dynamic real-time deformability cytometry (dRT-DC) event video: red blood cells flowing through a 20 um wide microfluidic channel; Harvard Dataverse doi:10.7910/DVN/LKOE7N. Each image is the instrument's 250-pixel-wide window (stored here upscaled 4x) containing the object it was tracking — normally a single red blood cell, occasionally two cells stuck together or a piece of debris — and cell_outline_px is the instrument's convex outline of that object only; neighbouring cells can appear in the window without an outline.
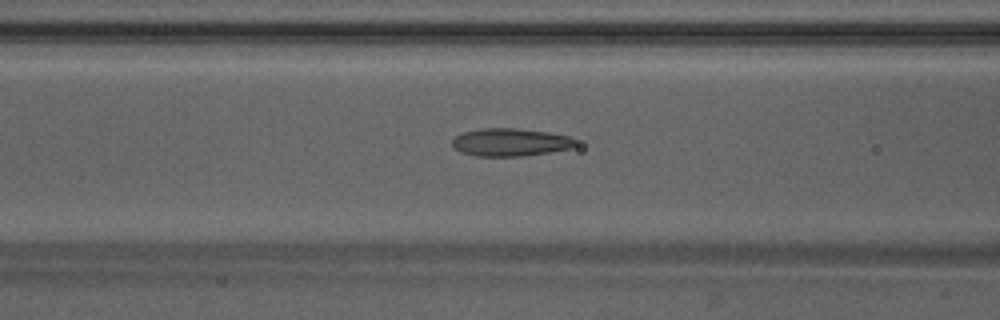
{"species": "Egyptian fruit bat (a non-hibernating species)", "species_latin": "Rousettus aegyptiacus", "temperature_condition": "warm", "stored_images_in_passage": 48, "camera_frame_rate_fps": 3000, "um_per_image_px": 0.085, "animal": {"sex": "male"}, "frame": {"image": 1, "passage_image": 20, "time_ms": 6.333, "image_size_px": [1000, 320], "cell_outline_px": [[576, 144], [572, 148], [524, 156], [476, 156], [460, 152], [452, 148], [452, 140], [456, 136], [464, 132], [484, 128], [516, 128], [548, 132], [568, 136], [576, 140]], "centroid_in_image_um": [43.35, 12.09], "position_along_channel_um": 123.2, "area_um2": 20.0}}
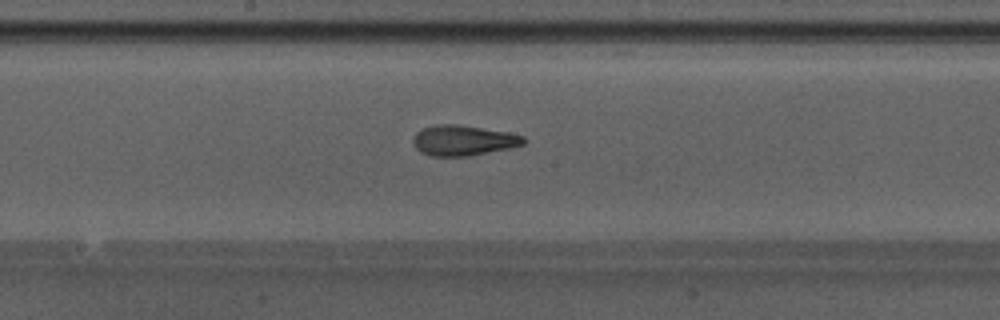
{"frame": {"image": 2, "passage_image": 26, "time_ms": 8.333, "image_size_px": [1000, 320], "cell_outline_px": [[524, 144], [508, 148], [468, 156], [432, 156], [420, 152], [416, 148], [412, 140], [416, 132], [424, 128], [436, 124], [460, 124], [508, 132], [524, 136]], "centroid_in_image_um": [39.35, 11.92], "position_along_channel_um": 208.9, "area_um2": 19.48}}
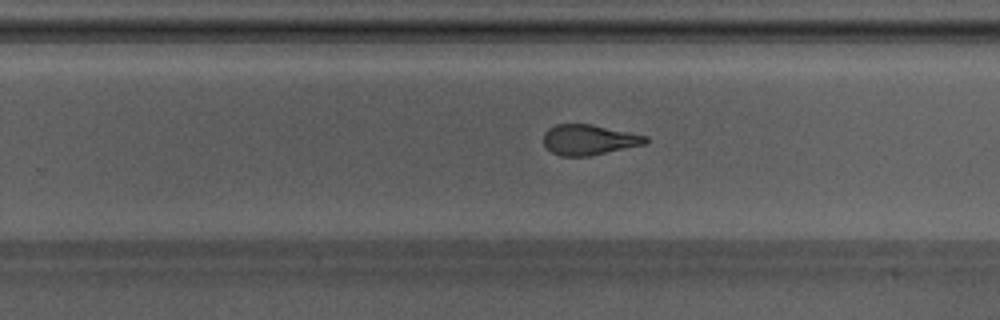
{"frame": {"image": 3, "passage_image": 31, "time_ms": 10.0, "image_size_px": [1000, 320], "cell_outline_px": [[648, 140], [644, 144], [588, 156], [560, 156], [552, 152], [544, 144], [544, 132], [548, 128], [556, 124], [592, 124], [648, 136]], "centroid_in_image_um": [50.04, 11.87], "position_along_channel_um": 279.8, "area_um2": 17.92}, "authors_computed_cell_mechanics": {"area_um2": 19.4208, "velocity_mm_per_s": 4.274, "shape_relaxation_time_tau1_ms": 3.2487, "shape_relaxation_time_tau2_ms": 1.6675, "deformation_change_tau1": 0.1595, "deformation_change_tau2": 0.1135}}